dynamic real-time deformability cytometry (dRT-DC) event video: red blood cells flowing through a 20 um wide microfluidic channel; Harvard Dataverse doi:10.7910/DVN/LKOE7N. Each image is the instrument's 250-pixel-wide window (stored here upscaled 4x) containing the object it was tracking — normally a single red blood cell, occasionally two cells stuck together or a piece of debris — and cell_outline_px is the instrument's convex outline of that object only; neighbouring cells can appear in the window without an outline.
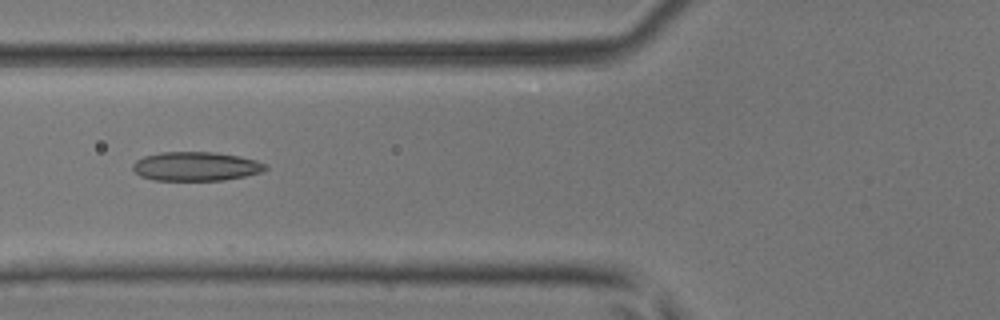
{"species": "common noctule bat (a hibernating species)", "species_latin": "Nyctalus noctula", "temperature_condition": "room temperature", "stored_images_in_passage": 19, "camera_frame_rate_fps": 3000, "um_per_image_px": 0.085, "animal": {"sex": "male", "body_mass_g": 17.9, "forearm_length_mm": 54.2}, "frame": {"image": 1, "passage_image": 11, "time_ms": 3.333, "image_size_px": [1000, 320], "cell_outline_px": [[268, 168], [260, 172], [244, 176], [224, 180], [152, 180], [140, 176], [132, 168], [132, 164], [136, 160], [144, 156], [160, 152], [216, 152], [240, 156], [256, 160], [268, 164]], "centroid_in_image_um": [16.65, 14.13], "position_along_channel_um": 109.1, "area_um2": 22.54}}